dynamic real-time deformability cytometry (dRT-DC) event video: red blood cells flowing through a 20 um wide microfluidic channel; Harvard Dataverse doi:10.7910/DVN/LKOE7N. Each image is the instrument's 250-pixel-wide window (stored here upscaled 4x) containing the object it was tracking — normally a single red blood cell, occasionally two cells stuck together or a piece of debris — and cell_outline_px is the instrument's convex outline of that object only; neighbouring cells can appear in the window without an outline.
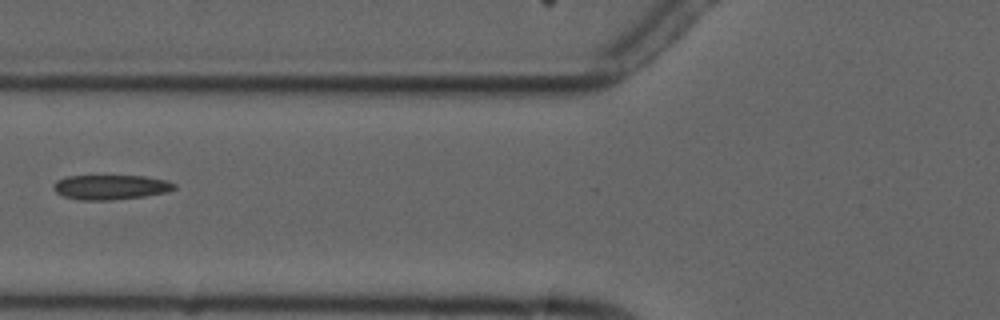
{"species": "common noctule bat (a hibernating species)", "species_latin": "Nyctalus noctula", "temperature_condition": "cold", "stored_images_in_passage": 7, "camera_frame_rate_fps": 3000, "um_per_image_px": 0.085, "animal": {"sex": "male", "forearm_length_mm": 52.5}, "frame": {"image": 1, "passage_image": 6, "time_ms": 5.667, "image_size_px": [1000, 320], "cell_outline_px": [[176, 188], [168, 192], [144, 196], [108, 200], [80, 200], [64, 196], [56, 192], [52, 188], [52, 184], [56, 180], [68, 176], [144, 176], [168, 180], [176, 184]], "centroid_in_image_um": [9.41, 15.9], "position_along_channel_um": 116.4, "area_um2": 17.46}}
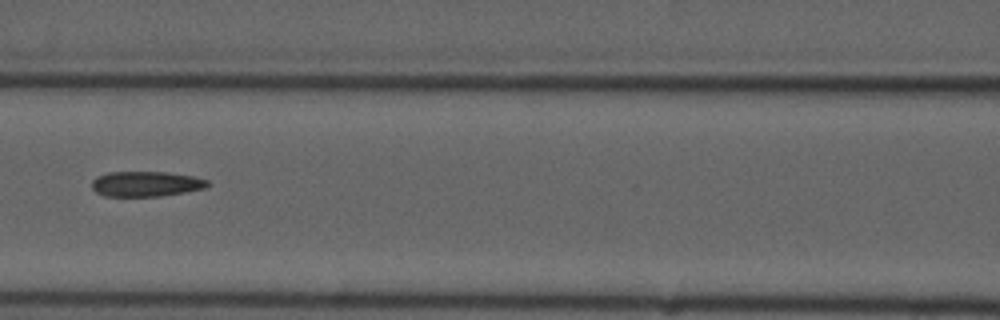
{"frame": {"image": 2, "passage_image": 7, "time_ms": 6.667, "image_size_px": [1000, 320], "cell_outline_px": [[208, 188], [160, 196], [104, 196], [96, 192], [92, 188], [92, 180], [96, 176], [108, 172], [164, 172], [192, 176], [208, 180]], "centroid_in_image_um": [12.39, 15.63], "position_along_channel_um": 154.2, "area_um2": 16.99}}